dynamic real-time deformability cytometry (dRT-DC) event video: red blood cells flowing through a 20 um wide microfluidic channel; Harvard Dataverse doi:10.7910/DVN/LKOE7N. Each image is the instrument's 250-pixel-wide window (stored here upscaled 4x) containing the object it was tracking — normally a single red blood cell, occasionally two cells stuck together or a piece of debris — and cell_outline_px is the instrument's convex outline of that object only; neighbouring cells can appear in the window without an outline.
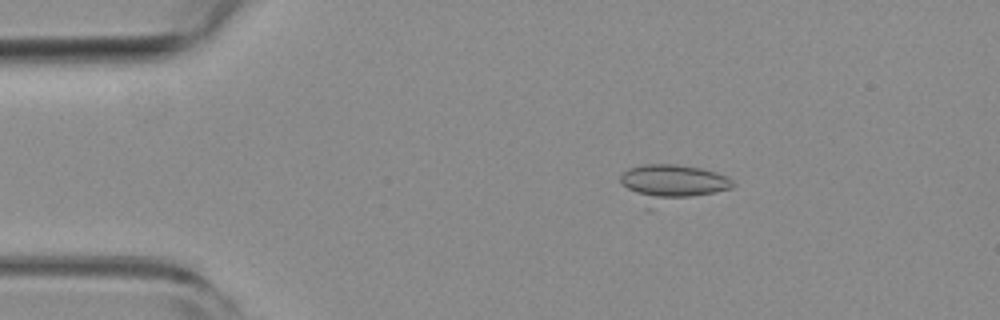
{"species": "common noctule bat (a hibernating species)", "species_latin": "Nyctalus noctula", "temperature_condition": "room temperature", "stored_images_in_passage": 46, "camera_frame_rate_fps": 3000, "um_per_image_px": 0.085, "animal": {"sex": "female", "body_mass_g": 19.3, "forearm_length_mm": 54.1}, "frame": {"image": 1, "passage_image": 2, "time_ms": 0.333, "image_size_px": [1000, 320], "cell_outline_px": [[732, 188], [648, 212], [644, 208], [620, 180], [620, 176], [628, 168], [644, 164], [676, 164], [700, 168], [716, 172], [728, 176], [732, 180]], "centroid_in_image_um": [57.09, 15.65], "position_along_channel_um": 27.9, "area_um2": 25.37}}
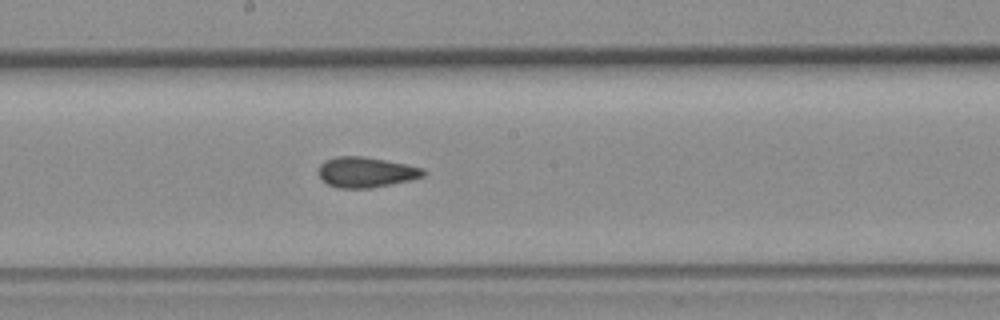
{"frame": {"image": 2, "passage_image": 21, "time_ms": 6.667, "image_size_px": [1000, 320], "cell_outline_px": [[428, 172], [424, 176], [412, 180], [372, 188], [336, 188], [320, 180], [320, 164], [324, 160], [336, 156], [364, 156], [424, 168]], "centroid_in_image_um": [31.12, 14.64], "position_along_channel_um": 217.1, "area_um2": 18.73}}
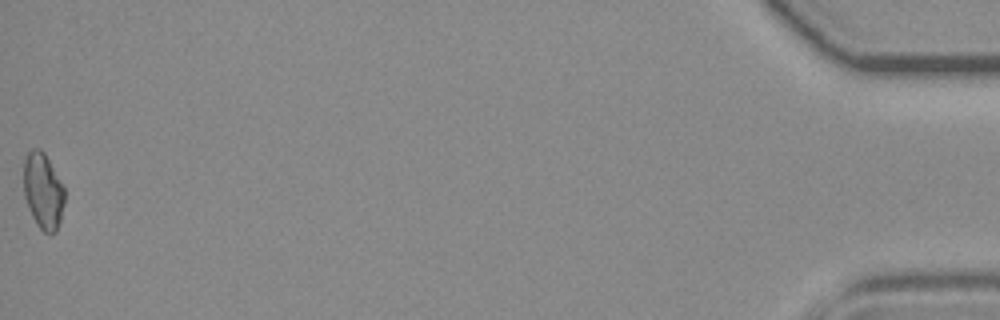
{"frame": {"image": 3, "passage_image": 46, "time_ms": 15.0, "image_size_px": [1000, 320], "cell_outline_px": [[64, 204], [60, 220], [56, 232], [44, 232], [36, 224], [28, 208], [24, 196], [24, 156], [32, 148], [40, 148], [44, 152], [60, 180], [64, 188]], "centroid_in_image_um": [3.65, 16.21], "position_along_channel_um": 431.6, "area_um2": 18.09}, "authors_computed_cell_mechanics": {"area_um2": 18.4382, "velocity_mm_per_s": 3.8604, "shape_relaxation_time_tau1_ms": null, "shape_relaxation_time_tau2_ms": 2.4562, "deformation_change_tau1": null, "deformation_change_tau2": 0.0435}}